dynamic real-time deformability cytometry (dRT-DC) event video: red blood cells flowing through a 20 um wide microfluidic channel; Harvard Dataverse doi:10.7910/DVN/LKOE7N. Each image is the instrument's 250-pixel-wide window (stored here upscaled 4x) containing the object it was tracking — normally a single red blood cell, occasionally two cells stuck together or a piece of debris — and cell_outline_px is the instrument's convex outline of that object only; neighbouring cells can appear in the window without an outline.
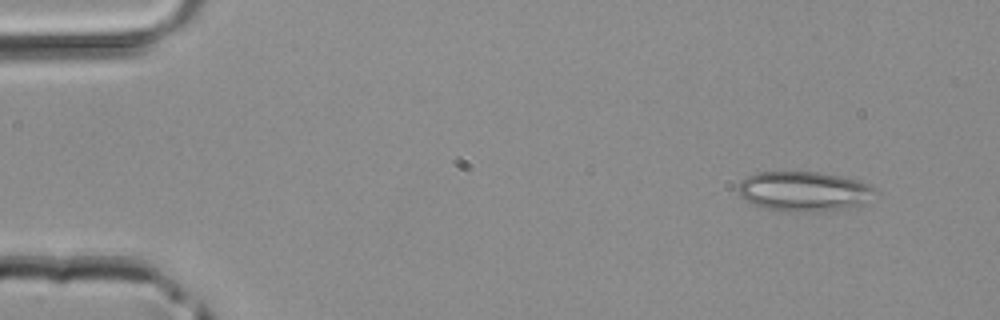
{"species": "common noctule bat (a hibernating species)", "species_latin": "Nyctalus noctula", "temperature_condition": "room temperature", "stored_images_in_passage": 3, "camera_frame_rate_fps": 3000, "um_per_image_px": 0.085, "animal": {"sex": "male", "body_mass_g": 20.4}, "frame": {"image": 1, "passage_image": 1, "time_ms": 0.0, "image_size_px": [1000, 320], "cell_outline_px": [[876, 188], [860, 204], [848, 208], [812, 212], [784, 212], [764, 208], [752, 204], [740, 196], [736, 188], [740, 180], [756, 172], [816, 172], [840, 176], [856, 180], [868, 184]], "centroid_in_image_um": [68.22, 16.27], "position_along_channel_um": 16.8, "area_um2": 31.62}}